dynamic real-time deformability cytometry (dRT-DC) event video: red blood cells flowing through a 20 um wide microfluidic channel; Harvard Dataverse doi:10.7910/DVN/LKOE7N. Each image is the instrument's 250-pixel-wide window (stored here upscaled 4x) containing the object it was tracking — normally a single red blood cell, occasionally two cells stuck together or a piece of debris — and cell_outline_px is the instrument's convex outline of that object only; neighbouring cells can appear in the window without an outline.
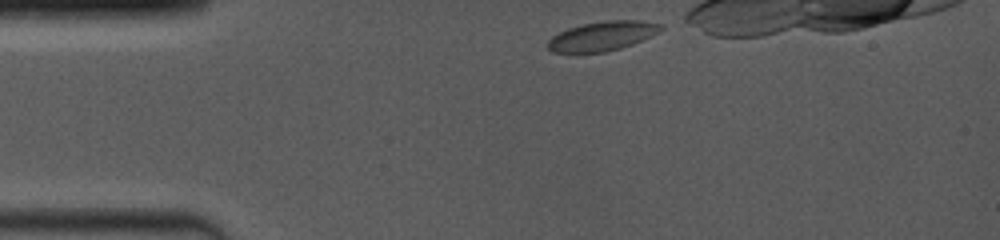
{"species": "common noctule bat (a hibernating species)", "species_latin": "Nyctalus noctula", "temperature_condition": "room temperature", "stored_images_in_passage": 5, "camera_frame_rate_fps": 4000, "um_per_image_px": 0.085, "animal": {"sex": "female", "body_mass_g": 19.0, "forearm_length_mm": 53.3}, "frame": {"image": 1, "passage_image": 1, "time_ms": 0.0, "image_size_px": [1000, 240], "cell_outline_px": [[664, 28], [660, 32], [632, 44], [620, 48], [604, 52], [552, 52], [548, 48], [548, 40], [552, 36], [568, 28], [580, 24], [608, 20], [640, 20], [664, 24]], "centroid_in_image_um": [51.23, 3.04], "position_along_channel_um": 33.8, "area_um2": 19.36}}
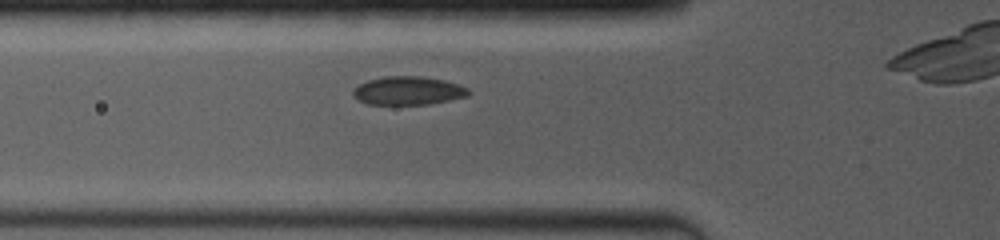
{"frame": {"image": 2, "passage_image": 5, "time_ms": 2.5, "image_size_px": [1000, 240], "cell_outline_px": [[472, 92], [468, 96], [432, 104], [368, 104], [352, 96], [352, 92], [360, 84], [368, 80], [384, 76], [420, 76], [444, 80], [468, 88]], "centroid_in_image_um": [34.72, 7.71], "position_along_channel_um": 91.1, "area_um2": 19.07}}